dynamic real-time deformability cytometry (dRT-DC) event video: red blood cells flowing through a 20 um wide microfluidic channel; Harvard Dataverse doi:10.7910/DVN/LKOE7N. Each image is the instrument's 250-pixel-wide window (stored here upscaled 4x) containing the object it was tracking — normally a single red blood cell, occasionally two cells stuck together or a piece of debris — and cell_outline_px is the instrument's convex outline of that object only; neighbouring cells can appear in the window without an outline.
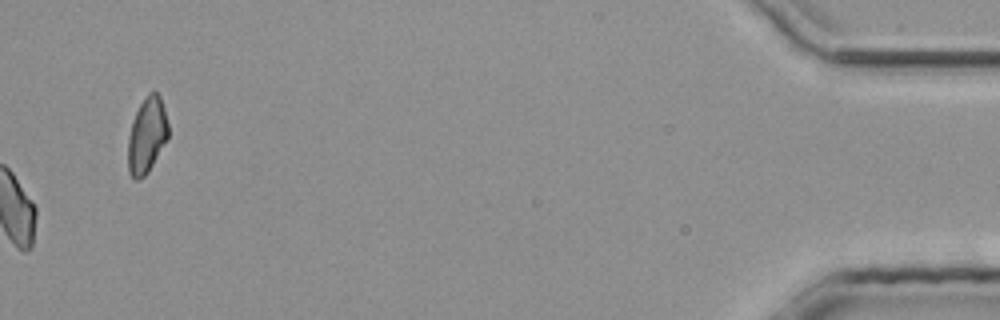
{"species": "common noctule bat (a hibernating species)", "species_latin": "Nyctalus noctula", "temperature_condition": "room temperature", "stored_images_in_passage": 34, "camera_frame_rate_fps": 3000, "um_per_image_px": 0.085, "animal": {"sex": "male", "body_mass_g": 20.4}, "frame": {"image": 1, "passage_image": 34, "time_ms": 11.0, "image_size_px": [1000, 320], "cell_outline_px": [[168, 140], [148, 172], [144, 176], [136, 180], [128, 172], [128, 136], [136, 112], [140, 104], [148, 92], [156, 92], [160, 96], [164, 108], [168, 124]], "centroid_in_image_um": [12.5, 11.51], "position_along_channel_um": 422.7, "area_um2": 17.74}}